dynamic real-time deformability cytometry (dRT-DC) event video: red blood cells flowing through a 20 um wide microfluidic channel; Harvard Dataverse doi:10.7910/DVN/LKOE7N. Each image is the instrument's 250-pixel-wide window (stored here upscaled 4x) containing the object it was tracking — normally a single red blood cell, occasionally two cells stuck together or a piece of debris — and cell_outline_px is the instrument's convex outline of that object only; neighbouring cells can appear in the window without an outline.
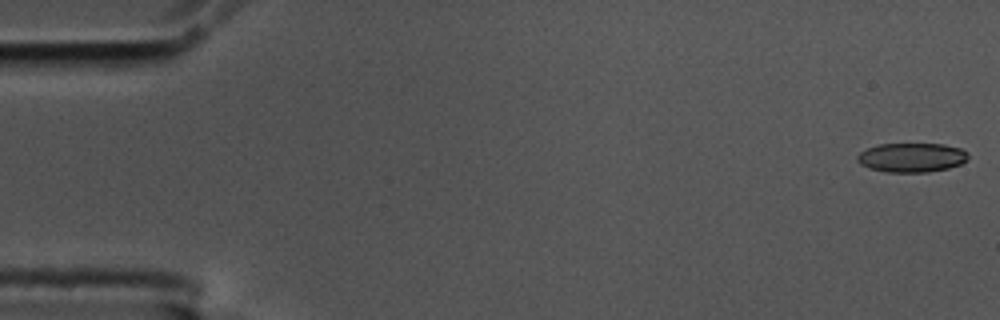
{"species": "common noctule bat (a hibernating species)", "species_latin": "Nyctalus noctula", "temperature_condition": "cold", "stored_images_in_passage": 56, "camera_frame_rate_fps": 3000, "um_per_image_px": 0.085, "animal": {"sex": "male", "body_mass_g": 17.5, "forearm_length_mm": 52.3}, "frame": {"image": 1, "passage_image": 1, "time_ms": 0.0, "image_size_px": [1000, 320], "cell_outline_px": [[968, 160], [960, 164], [948, 168], [928, 172], [888, 172], [868, 168], [860, 164], [856, 160], [856, 156], [860, 152], [868, 148], [880, 144], [944, 144], [960, 148], [968, 152]], "centroid_in_image_um": [77.49, 13.39], "position_along_channel_um": 7.5, "area_um2": 18.96}}
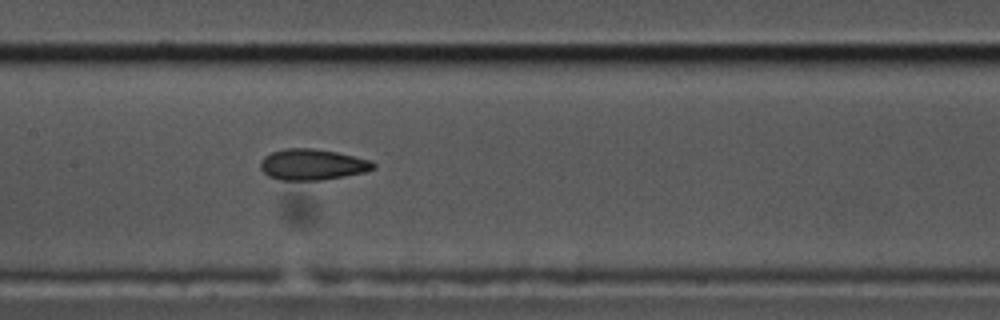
{"frame": {"image": 2, "passage_image": 27, "time_ms": 8.667, "image_size_px": [1000, 320], "cell_outline_px": [[376, 168], [364, 172], [344, 176], [320, 180], [280, 180], [268, 176], [260, 168], [260, 160], [264, 156], [272, 152], [288, 148], [308, 148], [336, 152], [368, 160], [376, 164]], "centroid_in_image_um": [26.51, 13.99], "position_along_channel_um": 180.9, "area_um2": 20.17}}
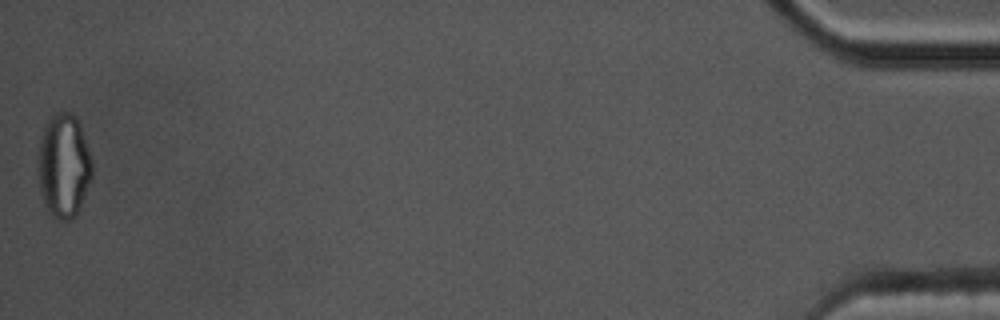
{"frame": {"image": 3, "passage_image": 56, "time_ms": 18.333, "image_size_px": [1000, 320], "cell_outline_px": [[92, 176], [76, 216], [68, 220], [60, 220], [52, 216], [48, 212], [44, 204], [40, 192], [36, 172], [36, 168], [40, 140], [44, 128], [48, 120], [56, 112], [72, 112], [76, 116], [80, 124], [92, 160]], "centroid_in_image_um": [5.39, 14.1], "position_along_channel_um": 429.8, "area_um2": 33.12}, "authors_computed_cell_mechanics": {"area_um2": 20.2589, "velocity_mm_per_s": 3.5786, "shape_relaxation_time_tau1_ms": null, "shape_relaxation_time_tau2_ms": 2.8622, "deformation_change_tau1": null, "deformation_change_tau2": 0.0892}}